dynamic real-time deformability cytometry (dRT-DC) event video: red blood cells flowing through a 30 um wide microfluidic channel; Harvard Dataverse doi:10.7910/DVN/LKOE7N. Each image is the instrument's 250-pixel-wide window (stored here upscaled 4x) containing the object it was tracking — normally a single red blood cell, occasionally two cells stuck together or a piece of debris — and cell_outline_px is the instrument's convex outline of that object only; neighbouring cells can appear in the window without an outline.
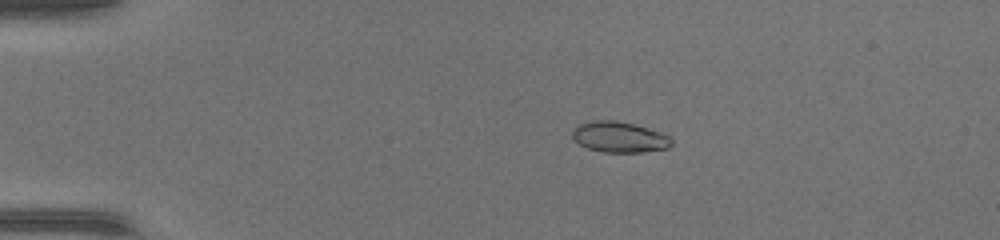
{"species": "common noctule bat (a hibernating species)", "species_latin": "Nyctalus noctula", "temperature_condition": "warm", "stored_images_in_passage": 32, "camera_frame_rate_fps": 3000, "um_per_image_px": 0.085, "animal": {"sex": "female", "body_mass_g": 17.0, "forearm_length_mm": 48.0}, "frame": {"image": 1, "passage_image": 2, "time_ms": 0.333, "image_size_px": [1000, 240], "cell_outline_px": [[672, 144], [668, 148], [644, 152], [604, 152], [588, 148], [580, 144], [572, 136], [572, 132], [580, 124], [592, 120], [612, 120], [632, 124], [648, 128], [660, 132], [668, 136], [672, 140]], "centroid_in_image_um": [52.66, 11.65], "position_along_channel_um": 32.3, "area_um2": 17.51}}
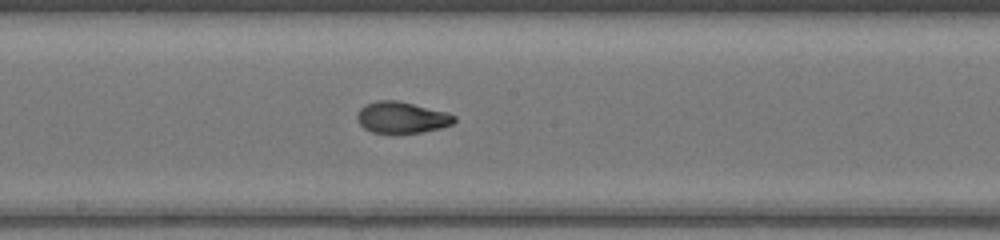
{"frame": {"image": 2, "passage_image": 19, "time_ms": 6.0, "image_size_px": [1000, 240], "cell_outline_px": [[456, 120], [452, 124], [440, 128], [424, 132], [372, 132], [364, 128], [360, 124], [356, 116], [356, 112], [364, 104], [376, 100], [396, 100], [448, 112], [456, 116]], "centroid_in_image_um": [34.14, 9.96], "position_along_channel_um": 214.1, "area_um2": 17.74}}
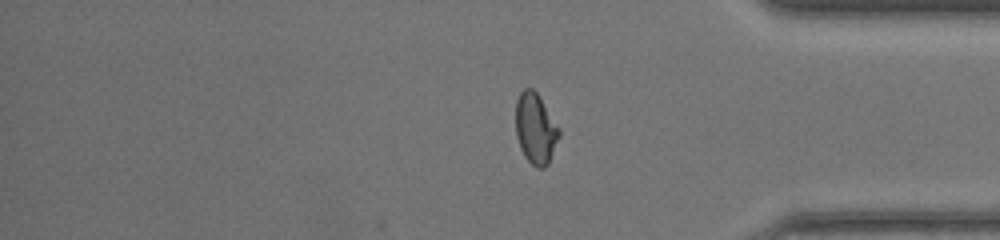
{"frame": {"image": 3, "passage_image": 32, "time_ms": 10.333, "image_size_px": [1000, 240], "cell_outline_px": [[560, 136], [548, 164], [544, 168], [536, 168], [524, 156], [520, 148], [516, 136], [516, 100], [520, 92], [524, 88], [532, 88], [536, 92], [560, 128]], "centroid_in_image_um": [45.52, 10.94], "position_along_channel_um": 389.7, "area_um2": 17.92}, "authors_computed_cell_mechanics": {"area_um2": 17.7446, "velocity_mm_per_s": 4.3812, "shape_relaxation_time_tau1_ms": 6.9822, "shape_relaxation_time_tau2_ms": 0.7507, "deformation_change_tau1": 0.2428, "deformation_change_tau2": 0.0509}}